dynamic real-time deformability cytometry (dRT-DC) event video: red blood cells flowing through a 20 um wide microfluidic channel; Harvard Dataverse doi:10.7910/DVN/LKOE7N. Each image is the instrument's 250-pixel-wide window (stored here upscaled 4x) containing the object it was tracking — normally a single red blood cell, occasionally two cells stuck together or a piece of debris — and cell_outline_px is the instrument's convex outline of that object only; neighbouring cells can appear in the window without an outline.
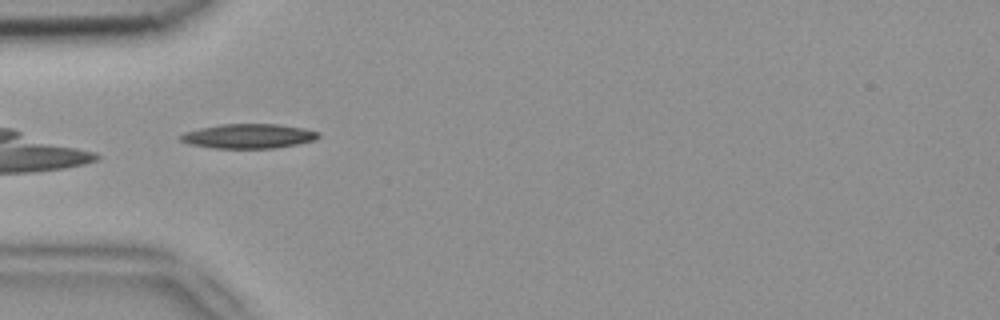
{"species": "common noctule bat (a hibernating species)", "species_latin": "Nyctalus noctula", "temperature_condition": "room temperature", "stored_images_in_passage": 5, "camera_frame_rate_fps": 3000, "um_per_image_px": 0.085, "animal": {"sex": "female", "body_mass_g": 18.4}, "frame": {"image": 1, "passage_image": 3, "time_ms": 0.667, "image_size_px": [1000, 320], "cell_outline_px": [[320, 136], [316, 140], [296, 144], [272, 148], [212, 148], [188, 144], [180, 140], [176, 136], [184, 132], [200, 128], [224, 124], [276, 124], [304, 128], [320, 132]], "centroid_in_image_um": [21.1, 11.57], "position_along_channel_um": 63.9, "area_um2": 19.77}}